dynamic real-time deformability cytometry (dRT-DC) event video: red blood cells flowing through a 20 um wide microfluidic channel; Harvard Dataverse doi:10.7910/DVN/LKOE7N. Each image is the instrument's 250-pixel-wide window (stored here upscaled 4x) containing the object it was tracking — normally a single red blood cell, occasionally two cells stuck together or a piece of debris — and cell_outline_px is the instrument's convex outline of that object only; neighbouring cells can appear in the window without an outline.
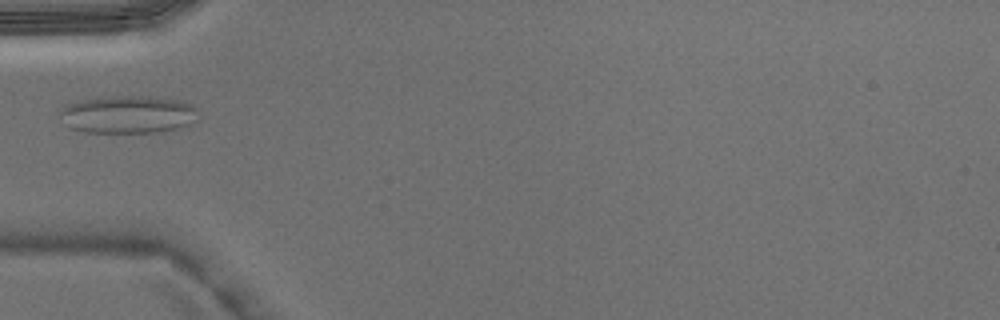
{"species": "Egyptian fruit bat (a non-hibernating species)", "species_latin": "Rousettus aegyptiacus", "temperature_condition": "warm", "stored_images_in_passage": 3, "camera_frame_rate_fps": 3000, "um_per_image_px": 0.085, "animal": {"sex": "male"}, "frame": {"image": 1, "passage_image": 2, "time_ms": 0.333, "image_size_px": [1000, 320], "cell_outline_px": [[200, 120], [192, 124], [176, 128], [156, 132], [84, 132], [68, 128], [64, 124], [60, 112], [60, 108], [64, 104], [84, 100], [116, 96], [140, 96], [176, 100], [192, 104], [200, 112]], "centroid_in_image_um": [10.9, 9.74], "position_along_channel_um": 74.1, "area_um2": 30.52}}
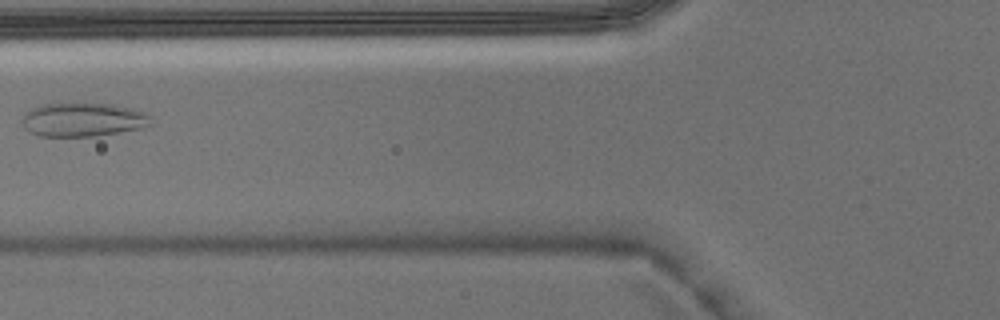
{"frame": {"image": 2, "passage_image": 3, "time_ms": 0.667, "image_size_px": [1000, 320], "cell_outline_px": [[152, 124], [140, 128], [100, 136], [40, 136], [28, 132], [24, 128], [20, 120], [24, 112], [40, 104], [72, 100], [112, 104], [132, 108], [144, 112], [148, 116]], "centroid_in_image_um": [6.97, 10.12], "position_along_channel_um": 118.8, "area_um2": 26.47}}